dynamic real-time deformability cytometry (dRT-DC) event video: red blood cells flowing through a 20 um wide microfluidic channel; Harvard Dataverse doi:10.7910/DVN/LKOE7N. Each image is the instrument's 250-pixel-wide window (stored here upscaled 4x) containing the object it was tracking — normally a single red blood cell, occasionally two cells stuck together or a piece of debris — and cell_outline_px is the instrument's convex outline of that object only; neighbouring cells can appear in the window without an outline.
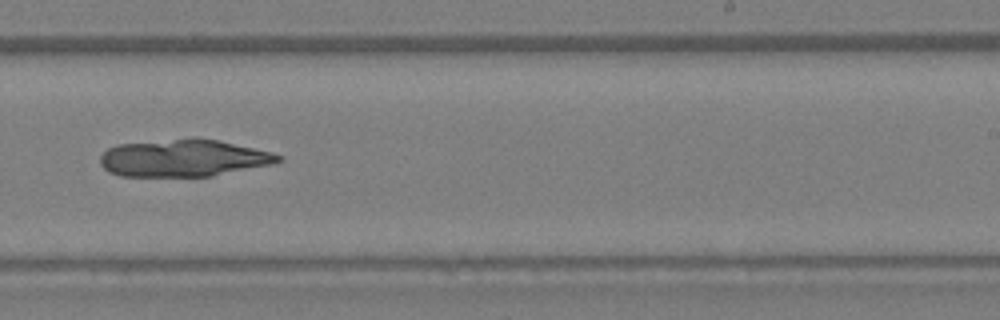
{"species": "Egyptian fruit bat (a non-hibernating species)", "species_latin": "Rousettus aegyptiacus", "temperature_condition": "warm", "stored_images_in_passage": 30, "camera_frame_rate_fps": 3000, "um_per_image_px": 0.085, "animal": {"sex": "female"}, "frame": {"image": 1, "passage_image": 14, "time_ms": 4.333, "image_size_px": [1000, 320], "cell_outline_px": [[284, 160], [272, 164], [212, 176], [120, 176], [108, 172], [100, 164], [100, 156], [108, 148], [116, 144], [176, 140], [220, 140], [272, 152], [280, 156]], "centroid_in_image_um": [15.59, 13.46], "position_along_channel_um": 273.4, "area_um2": 37.92}}
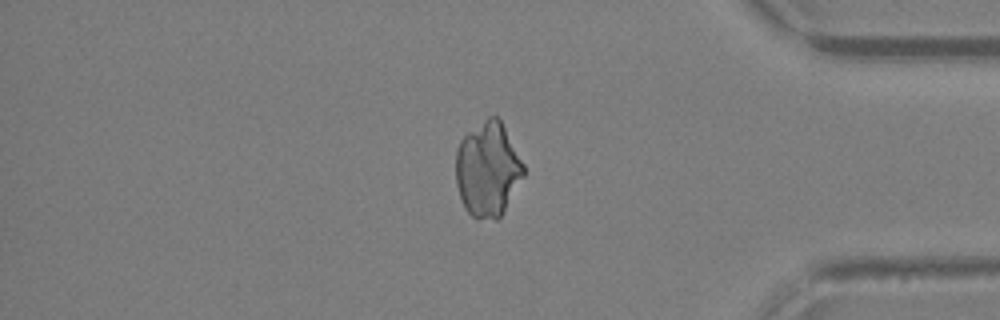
{"frame": {"image": 2, "passage_image": 23, "time_ms": 7.333, "image_size_px": [1000, 320], "cell_outline_px": [[524, 176], [504, 212], [496, 220], [476, 220], [464, 208], [456, 184], [456, 148], [460, 140], [468, 132], [488, 116], [496, 116], [500, 120], [524, 164]], "centroid_in_image_um": [41.45, 14.44], "position_along_channel_um": 393.8, "area_um2": 37.51}}